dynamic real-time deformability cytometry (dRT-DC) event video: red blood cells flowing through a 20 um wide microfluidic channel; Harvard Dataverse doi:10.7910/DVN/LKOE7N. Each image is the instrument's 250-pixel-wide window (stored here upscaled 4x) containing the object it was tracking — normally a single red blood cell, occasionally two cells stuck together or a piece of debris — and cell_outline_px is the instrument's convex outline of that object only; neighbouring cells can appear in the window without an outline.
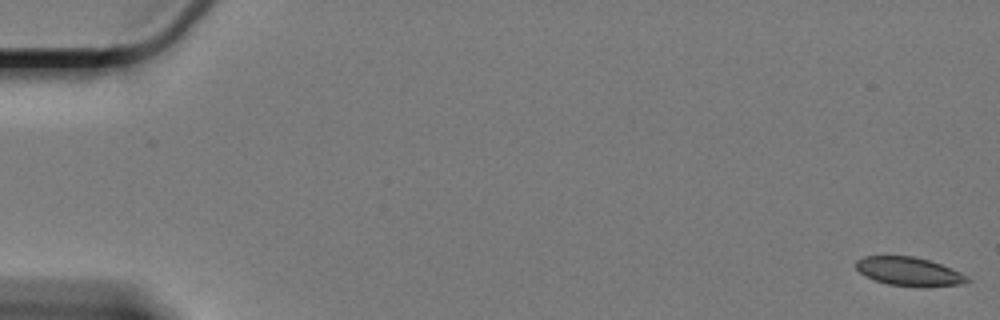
{"species": "Egyptian fruit bat (a non-hibernating species)", "species_latin": "Rousettus aegyptiacus", "temperature_condition": "cold", "stored_images_in_passage": 62, "camera_frame_rate_fps": 3000, "um_per_image_px": 0.085, "animal": {"sex": "female"}, "frame": {"image": 1, "passage_image": 1, "time_ms": 0.0, "image_size_px": [1000, 320], "cell_outline_px": [[972, 280], [960, 284], [888, 284], [864, 276], [856, 268], [856, 260], [864, 256], [912, 256], [928, 260], [952, 268], [968, 276]], "centroid_in_image_um": [77.21, 23.02], "position_along_channel_um": 7.8, "area_um2": 17.69}}
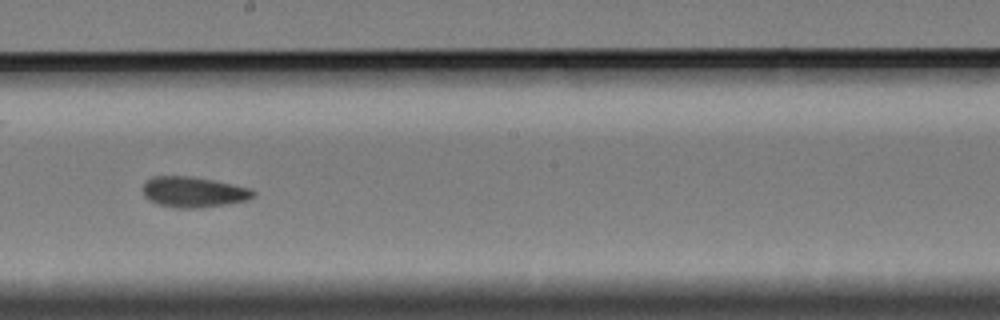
{"frame": {"image": 2, "passage_image": 35, "time_ms": 11.333, "image_size_px": [1000, 320], "cell_outline_px": [[256, 196], [248, 200], [200, 208], [172, 208], [156, 204], [148, 200], [144, 196], [144, 180], [152, 176], [188, 176], [212, 180], [252, 188], [256, 192]], "centroid_in_image_um": [16.44, 16.33], "position_along_channel_um": 231.8, "area_um2": 19.88}}
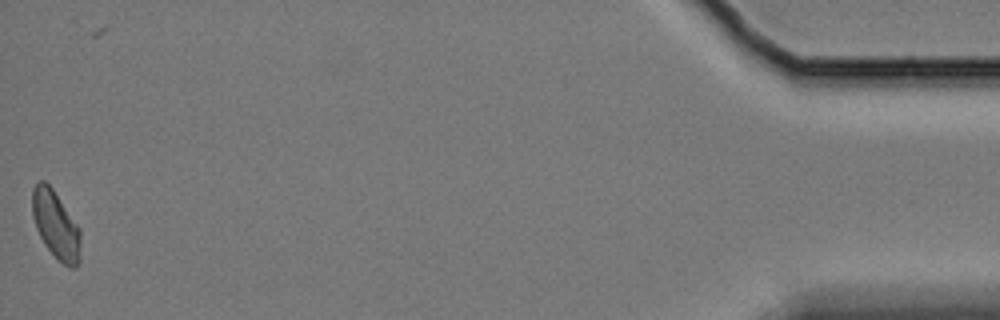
{"frame": {"image": 3, "passage_image": 61, "time_ms": 20.0, "image_size_px": [1000, 320], "cell_outline_px": [[80, 260], [76, 268], [72, 268], [64, 264], [44, 244], [36, 228], [32, 216], [32, 188], [40, 180], [44, 180], [52, 188], [80, 228]], "centroid_in_image_um": [4.74, 19.1], "position_along_channel_um": 430.5, "area_um2": 18.96}, "authors_computed_cell_mechanics": {"area_um2": 19.4786, "velocity_mm_per_s": 3.3145, "shape_relaxation_time_tau1_ms": null, "shape_relaxation_time_tau2_ms": 4.5409, "deformation_change_tau1": null, "deformation_change_tau2": 0.0892}}